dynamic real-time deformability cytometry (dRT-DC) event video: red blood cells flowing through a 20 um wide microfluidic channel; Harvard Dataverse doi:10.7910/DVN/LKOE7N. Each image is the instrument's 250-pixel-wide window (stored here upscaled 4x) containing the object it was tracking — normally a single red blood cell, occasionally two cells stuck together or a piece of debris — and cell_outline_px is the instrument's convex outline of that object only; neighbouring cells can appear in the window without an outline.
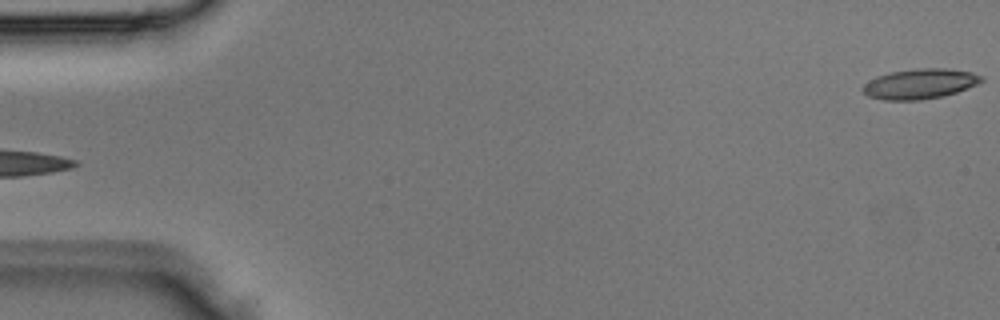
{"species": "Egyptian fruit bat (a non-hibernating species)", "species_latin": "Rousettus aegyptiacus", "temperature_condition": "room temperature", "stored_images_in_passage": 4, "segment_of_instrument_passage": [2, 2], "camera_frame_rate_fps": 3000, "um_per_image_px": 0.085, "animal": {"sex": "male"}, "frame": {"image": 1, "passage_image": 4, "time_ms": 1.0, "image_size_px": [1000, 320], "cell_outline_px": [[984, 80], [980, 84], [944, 96], [920, 100], [884, 100], [868, 96], [860, 88], [864, 84], [876, 76], [888, 72], [916, 68], [944, 68], [972, 72], [984, 76]], "centroid_in_image_um": [78.21, 7.12], "position_along_channel_um": 6.8, "area_um2": 21.1}}